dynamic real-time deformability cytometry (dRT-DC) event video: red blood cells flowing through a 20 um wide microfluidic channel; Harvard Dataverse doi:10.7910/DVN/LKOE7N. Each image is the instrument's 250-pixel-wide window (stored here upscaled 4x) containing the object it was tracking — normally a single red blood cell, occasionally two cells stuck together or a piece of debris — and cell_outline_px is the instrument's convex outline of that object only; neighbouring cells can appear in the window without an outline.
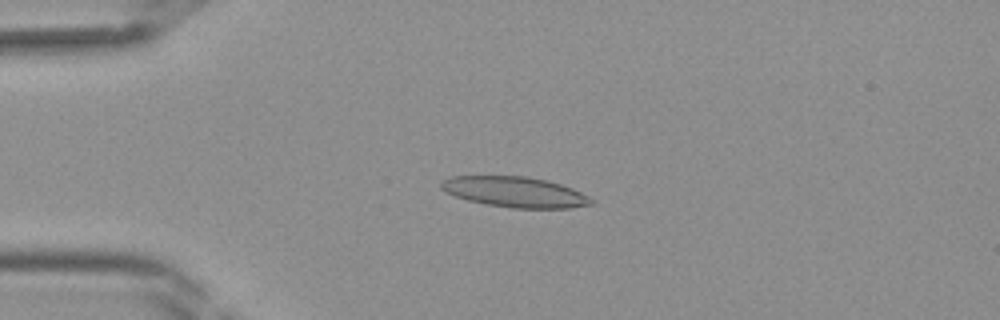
{"species": "Egyptian fruit bat (a non-hibernating species)", "species_latin": "Rousettus aegyptiacus", "temperature_condition": "room temperature", "stored_images_in_passage": 41, "camera_frame_rate_fps": 3000, "um_per_image_px": 0.085, "frame": {"image": 1, "passage_image": 10, "time_ms": 3.0, "image_size_px": [1000, 320], "cell_outline_px": [[596, 204], [568, 208], [512, 208], [484, 204], [468, 200], [456, 196], [440, 188], [440, 180], [448, 176], [528, 176], [548, 180], [572, 188], [596, 200]], "centroid_in_image_um": [43.78, 16.31], "position_along_channel_um": 41.2, "area_um2": 26.93}}
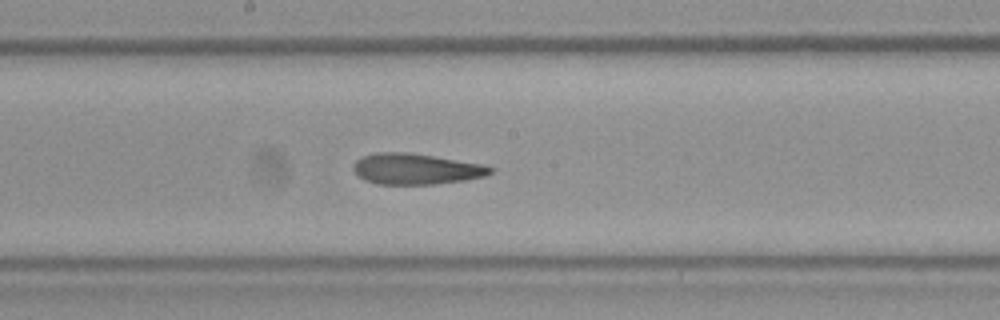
{"frame": {"image": 2, "passage_image": 22, "time_ms": 7.0, "image_size_px": [1000, 320], "cell_outline_px": [[492, 172], [484, 176], [464, 180], [432, 184], [376, 184], [364, 180], [352, 168], [352, 164], [356, 160], [364, 156], [376, 152], [408, 152], [484, 164], [492, 168]], "centroid_in_image_um": [35.33, 14.35], "position_along_channel_um": 212.9, "area_um2": 24.51}}
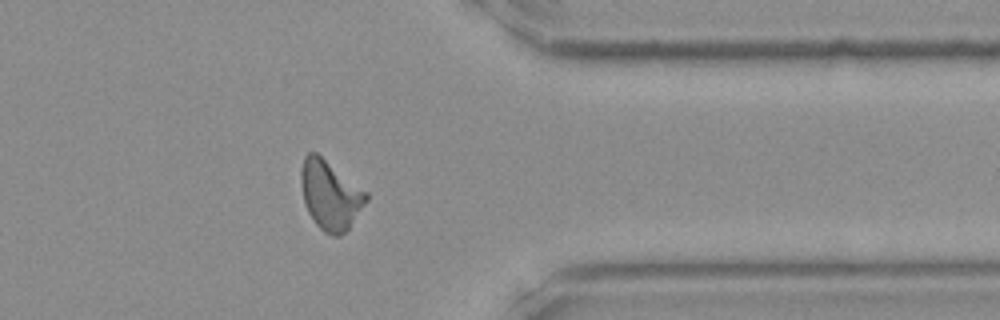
{"frame": {"image": 3, "passage_image": 33, "time_ms": 10.667, "image_size_px": [1000, 320], "cell_outline_px": [[368, 200], [348, 228], [340, 236], [332, 236], [324, 232], [316, 224], [308, 212], [304, 204], [300, 184], [300, 172], [304, 156], [308, 152], [316, 152], [368, 192]], "centroid_in_image_um": [28.05, 16.57], "position_along_channel_um": 383.4, "area_um2": 26.3}}